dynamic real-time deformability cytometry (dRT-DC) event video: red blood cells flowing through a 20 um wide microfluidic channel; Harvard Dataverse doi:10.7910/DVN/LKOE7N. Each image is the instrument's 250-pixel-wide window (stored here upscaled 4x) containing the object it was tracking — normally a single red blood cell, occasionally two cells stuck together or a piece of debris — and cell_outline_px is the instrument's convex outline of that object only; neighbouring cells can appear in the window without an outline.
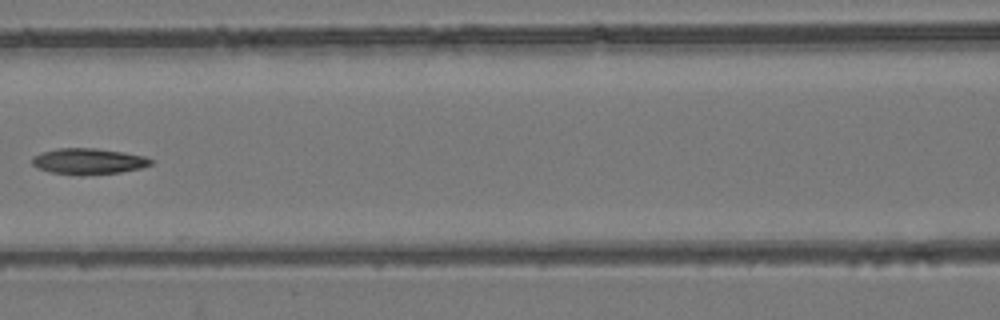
{"species": "common noctule bat (a hibernating species)", "species_latin": "Nyctalus noctula", "temperature_condition": "room temperature", "stored_images_in_passage": 7, "camera_frame_rate_fps": 3000, "um_per_image_px": 0.085, "animal": {"sex": "female", "body_mass_g": 24.6, "forearm_length_mm": 56.2}, "frame": {"image": 1, "passage_image": 6, "time_ms": 7.333, "image_size_px": [1000, 320], "cell_outline_px": [[152, 164], [140, 168], [120, 172], [80, 176], [48, 172], [36, 168], [32, 164], [32, 156], [40, 152], [56, 148], [96, 148], [124, 152], [144, 156], [152, 160]], "centroid_in_image_um": [7.45, 13.71], "position_along_channel_um": 159.2, "area_um2": 18.26}}
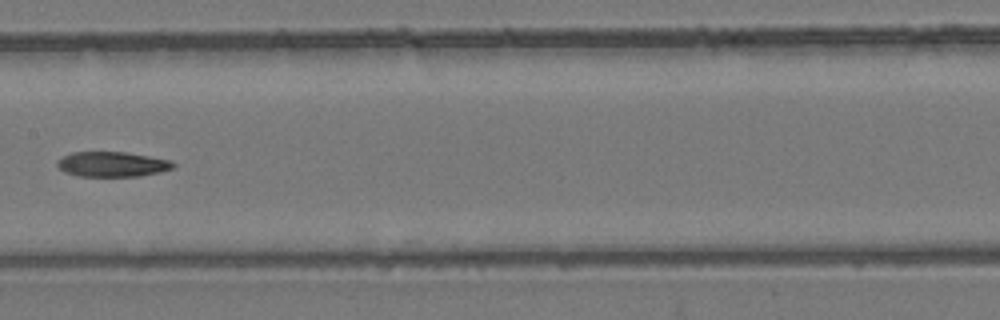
{"frame": {"image": 2, "passage_image": 7, "time_ms": 8.333, "image_size_px": [1000, 320], "cell_outline_px": [[176, 164], [172, 168], [160, 172], [140, 176], [76, 176], [64, 172], [56, 164], [64, 156], [72, 152], [124, 152], [172, 160]], "centroid_in_image_um": [9.56, 13.96], "position_along_channel_um": 197.8, "area_um2": 16.82}}